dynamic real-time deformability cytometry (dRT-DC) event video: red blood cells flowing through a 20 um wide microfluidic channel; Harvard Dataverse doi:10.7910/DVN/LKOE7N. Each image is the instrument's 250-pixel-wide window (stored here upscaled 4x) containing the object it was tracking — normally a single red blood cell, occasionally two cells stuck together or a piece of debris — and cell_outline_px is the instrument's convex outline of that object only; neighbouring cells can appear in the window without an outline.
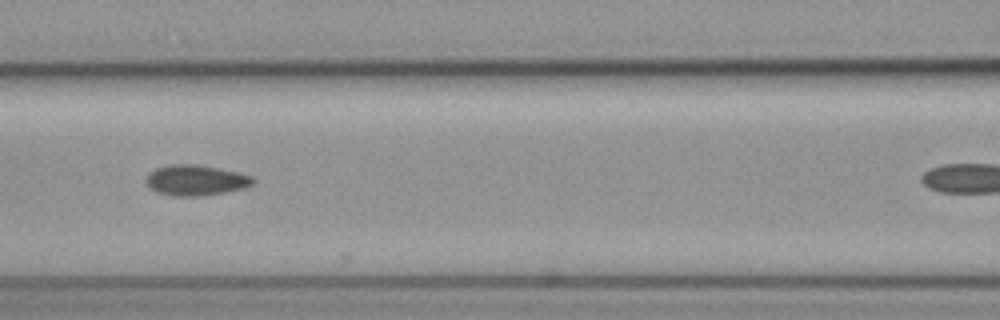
{"species": "common noctule bat (a hibernating species)", "species_latin": "Nyctalus noctula", "temperature_condition": "cold", "stored_images_in_passage": 5, "camera_frame_rate_fps": 3000, "um_per_image_px": 0.085, "animal": {"sex": "female", "body_mass_g": 19.3, "forearm_length_mm": 54.1}, "frame": {"image": 1, "passage_image": 4, "time_ms": 1.0, "image_size_px": [1000, 320], "cell_outline_px": [[256, 180], [252, 184], [244, 188], [224, 192], [196, 196], [172, 196], [156, 192], [148, 184], [148, 176], [156, 168], [168, 164], [196, 164], [240, 172], [252, 176]], "centroid_in_image_um": [16.69, 15.31], "position_along_channel_um": 149.9, "area_um2": 18.84}}